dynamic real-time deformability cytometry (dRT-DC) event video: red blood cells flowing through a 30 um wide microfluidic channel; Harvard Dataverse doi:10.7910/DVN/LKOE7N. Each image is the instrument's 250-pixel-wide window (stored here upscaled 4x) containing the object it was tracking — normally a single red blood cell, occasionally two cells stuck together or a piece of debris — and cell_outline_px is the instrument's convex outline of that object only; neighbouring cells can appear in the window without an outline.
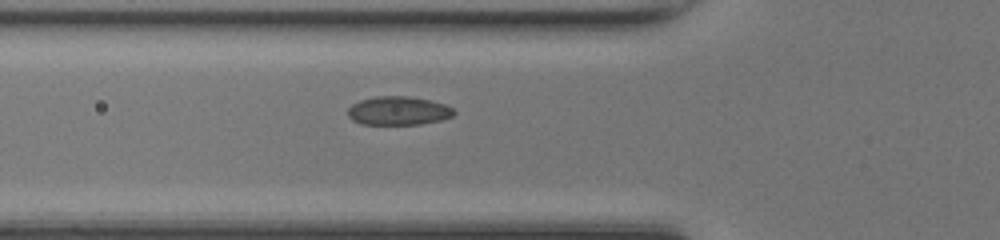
{"species": "common noctule bat (a hibernating species)", "species_latin": "Nyctalus noctula", "temperature_condition": "room temperature", "stored_images_in_passage": 35, "camera_frame_rate_fps": 3000, "um_per_image_px": 0.085, "animal": {"sex": "female", "body_mass_g": 17.0, "forearm_length_mm": 48.0}, "frame": {"image": 1, "passage_image": 7, "time_ms": 2.0, "image_size_px": [1000, 240], "cell_outline_px": [[456, 112], [452, 116], [440, 120], [420, 124], [360, 124], [352, 120], [348, 116], [348, 108], [352, 104], [360, 100], [376, 96], [408, 96], [428, 100], [444, 104], [452, 108]], "centroid_in_image_um": [33.83, 9.41], "position_along_channel_um": 92.0, "area_um2": 17.63}}
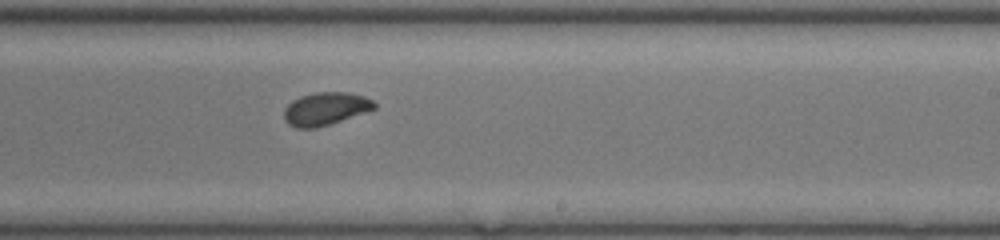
{"frame": {"image": 2, "passage_image": 19, "time_ms": 6.0, "image_size_px": [1000, 240], "cell_outline_px": [[376, 108], [316, 128], [296, 128], [288, 124], [284, 120], [284, 108], [292, 100], [300, 96], [316, 92], [348, 92], [364, 96], [372, 100], [376, 104]], "centroid_in_image_um": [27.62, 9.23], "position_along_channel_um": 261.4, "area_um2": 17.17}}
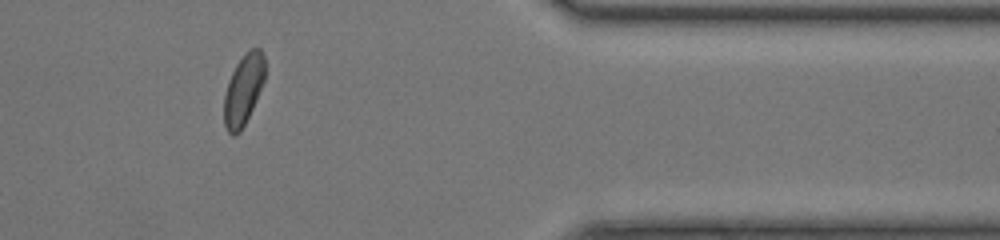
{"frame": {"image": 3, "passage_image": 30, "time_ms": 9.667, "image_size_px": [1000, 240], "cell_outline_px": [[264, 80], [252, 108], [240, 132], [232, 136], [228, 132], [224, 124], [224, 96], [228, 80], [236, 64], [252, 48], [260, 48], [264, 56]], "centroid_in_image_um": [20.67, 7.65], "position_along_channel_um": 390.7, "area_um2": 16.42}}